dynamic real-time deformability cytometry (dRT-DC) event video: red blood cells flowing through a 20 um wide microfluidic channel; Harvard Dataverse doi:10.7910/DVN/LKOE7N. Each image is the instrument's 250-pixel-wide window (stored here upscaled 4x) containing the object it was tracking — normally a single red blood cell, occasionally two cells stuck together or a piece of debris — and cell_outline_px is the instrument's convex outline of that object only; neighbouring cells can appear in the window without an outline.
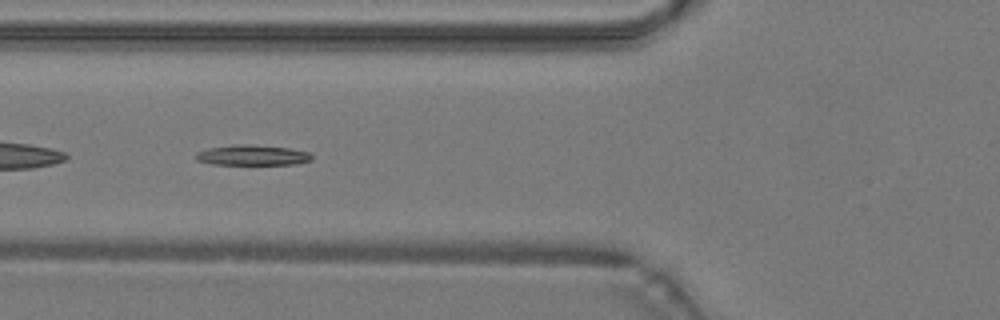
{"species": "common noctule bat (a hibernating species)", "species_latin": "Nyctalus noctula", "temperature_condition": "warm", "stored_images_in_passage": 49, "segment_of_instrument_passage": [2, 2], "camera_frame_rate_fps": 3000, "um_per_image_px": 0.085, "animal": {"sex": "male", "body_mass_g": 19.2, "forearm_length_mm": 51.8}, "frame": {"image": 1, "passage_image": 19, "time_ms": 6.0, "image_size_px": [1000, 320], "cell_outline_px": [[312, 160], [296, 164], [212, 164], [196, 160], [196, 152], [208, 148], [232, 144], [248, 144], [292, 148], [308, 152], [312, 156]], "centroid_in_image_um": [21.45, 13.18], "position_along_channel_um": 104.4, "area_um2": 13.81}}
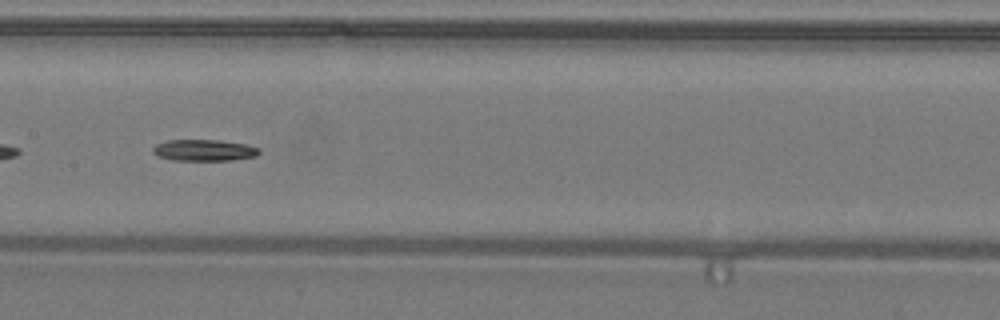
{"frame": {"image": 2, "passage_image": 25, "time_ms": 8.0, "image_size_px": [1000, 320], "cell_outline_px": [[260, 152], [256, 156], [232, 160], [172, 160], [160, 156], [152, 152], [152, 148], [156, 144], [168, 140], [220, 140], [244, 144], [260, 148]], "centroid_in_image_um": [17.35, 12.77], "position_along_channel_um": 190.0, "area_um2": 13.18}}
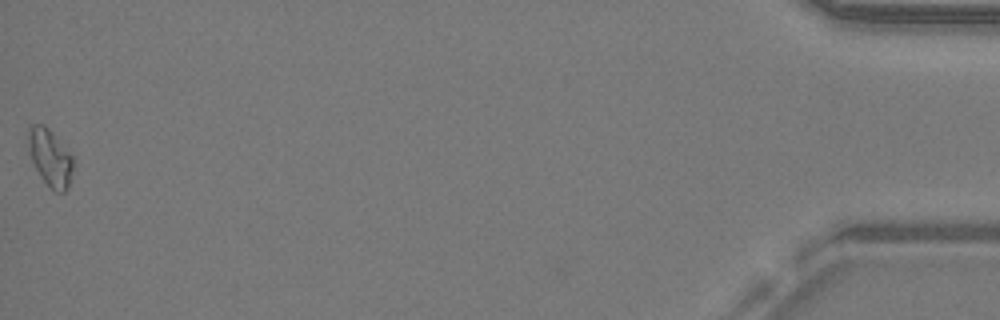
{"frame": {"image": 3, "passage_image": 49, "time_ms": 16.0, "image_size_px": [1000, 320], "cell_outline_px": [[72, 168], [68, 188], [64, 192], [52, 192], [36, 168], [32, 160], [28, 144], [28, 124], [44, 124], [48, 128], [72, 156]], "centroid_in_image_um": [4.24, 13.39], "position_along_channel_um": 431.0, "area_um2": 14.62}}